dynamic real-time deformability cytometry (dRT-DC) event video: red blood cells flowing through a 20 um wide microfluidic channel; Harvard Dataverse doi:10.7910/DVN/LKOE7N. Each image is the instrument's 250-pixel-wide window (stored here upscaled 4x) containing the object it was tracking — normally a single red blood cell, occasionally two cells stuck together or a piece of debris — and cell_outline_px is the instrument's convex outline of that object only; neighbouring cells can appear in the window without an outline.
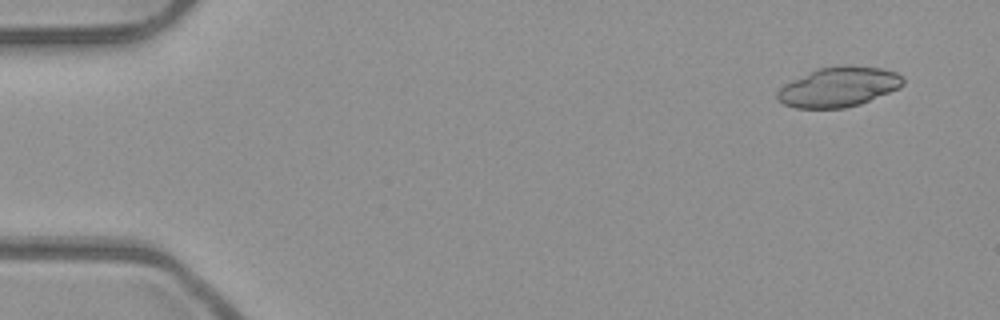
{"species": "common noctule bat (a hibernating species)", "species_latin": "Nyctalus noctula", "temperature_condition": "room temperature", "stored_images_in_passage": 3, "camera_frame_rate_fps": 3000, "um_per_image_px": 0.085, "animal": {"sex": "male", "body_mass_g": 23.1, "forearm_length_mm": 52.7}, "frame": {"image": 1, "passage_image": 1, "time_ms": 0.0, "image_size_px": [1000, 320], "cell_outline_px": [[904, 84], [900, 88], [860, 104], [844, 108], [796, 108], [784, 104], [776, 100], [776, 92], [784, 84], [816, 68], [840, 64], [848, 64], [880, 68], [896, 72], [904, 76]], "centroid_in_image_um": [71.29, 7.37], "position_along_channel_um": 13.7, "area_um2": 29.59}}